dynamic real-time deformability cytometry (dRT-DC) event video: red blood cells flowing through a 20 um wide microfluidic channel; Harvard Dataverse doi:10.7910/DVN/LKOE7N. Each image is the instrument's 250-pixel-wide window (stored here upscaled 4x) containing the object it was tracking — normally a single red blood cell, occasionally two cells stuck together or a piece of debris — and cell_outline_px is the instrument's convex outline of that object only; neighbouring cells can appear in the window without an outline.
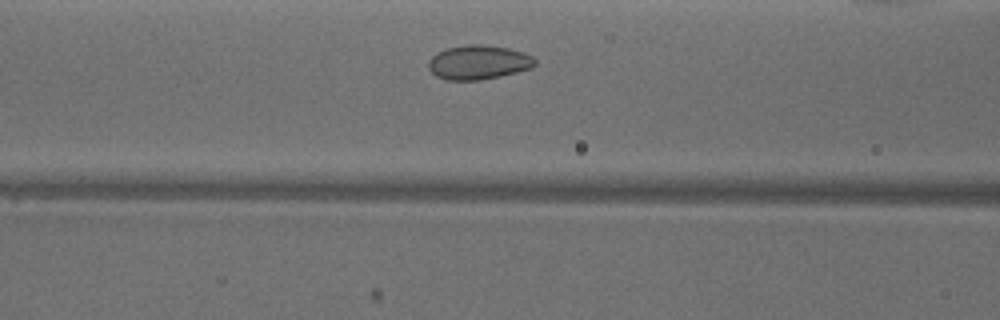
{"species": "common noctule bat (a hibernating species)", "species_latin": "Nyctalus noctula", "temperature_condition": "warm", "stored_images_in_passage": 28, "camera_frame_rate_fps": 3000, "um_per_image_px": 0.085, "animal": {"sex": "male", "body_mass_g": 18.8}, "frame": {"image": 1, "passage_image": 9, "time_ms": 2.667, "image_size_px": [1000, 320], "cell_outline_px": [[536, 64], [532, 68], [500, 76], [480, 80], [444, 80], [436, 76], [428, 68], [428, 60], [432, 56], [448, 48], [472, 44], [480, 44], [508, 48], [524, 52], [532, 56], [536, 60]], "centroid_in_image_um": [40.68, 5.31], "position_along_channel_um": 125.9, "area_um2": 21.21}}
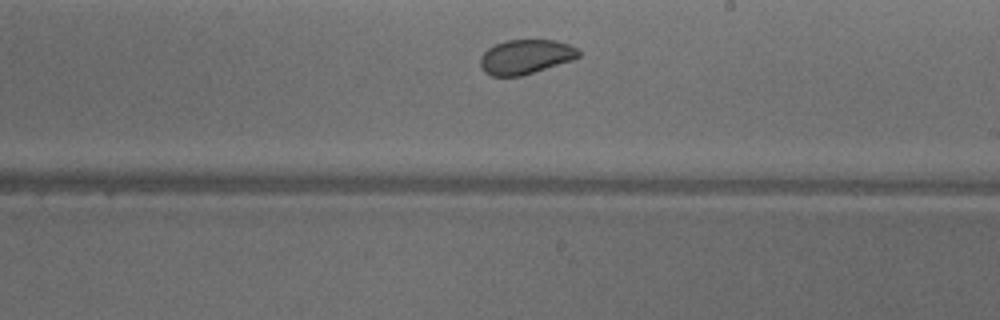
{"frame": {"image": 2, "passage_image": 18, "time_ms": 5.667, "image_size_px": [1000, 320], "cell_outline_px": [[580, 56], [572, 60], [520, 76], [492, 76], [484, 72], [480, 64], [480, 56], [488, 48], [496, 44], [508, 40], [556, 40], [568, 44], [576, 48], [580, 52]], "centroid_in_image_um": [44.66, 4.82], "position_along_channel_um": 244.3, "area_um2": 19.59}}
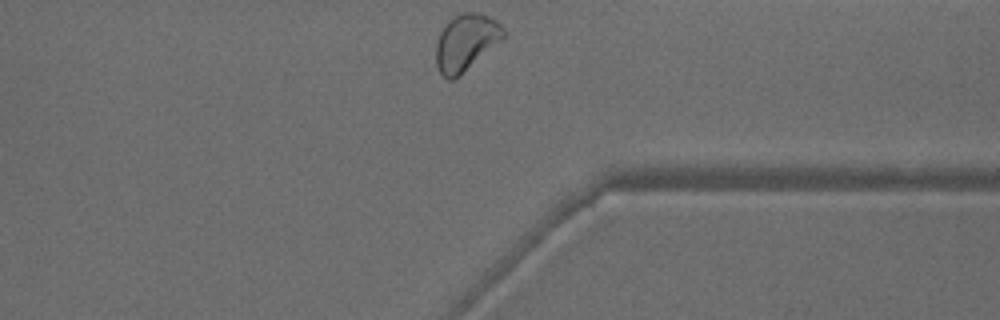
{"frame": {"image": 3, "passage_image": 28, "time_ms": 9.0, "image_size_px": [1000, 320], "cell_outline_px": [[504, 36], [500, 40], [460, 76], [452, 80], [448, 80], [436, 68], [436, 44], [440, 32], [448, 20], [464, 12], [480, 12], [488, 16], [500, 24], [504, 28]], "centroid_in_image_um": [39.57, 3.6], "position_along_channel_um": 371.8, "area_um2": 21.96}, "authors_computed_cell_mechanics": {"area_um2": 20.808, "velocity_mm_per_s": 3.9525, "shape_relaxation_time_tau1_ms": 4.3182, "shape_relaxation_time_tau2_ms": 2.2457, "deformation_change_tau1": 0.0787, "deformation_change_tau2": 0.0573}}